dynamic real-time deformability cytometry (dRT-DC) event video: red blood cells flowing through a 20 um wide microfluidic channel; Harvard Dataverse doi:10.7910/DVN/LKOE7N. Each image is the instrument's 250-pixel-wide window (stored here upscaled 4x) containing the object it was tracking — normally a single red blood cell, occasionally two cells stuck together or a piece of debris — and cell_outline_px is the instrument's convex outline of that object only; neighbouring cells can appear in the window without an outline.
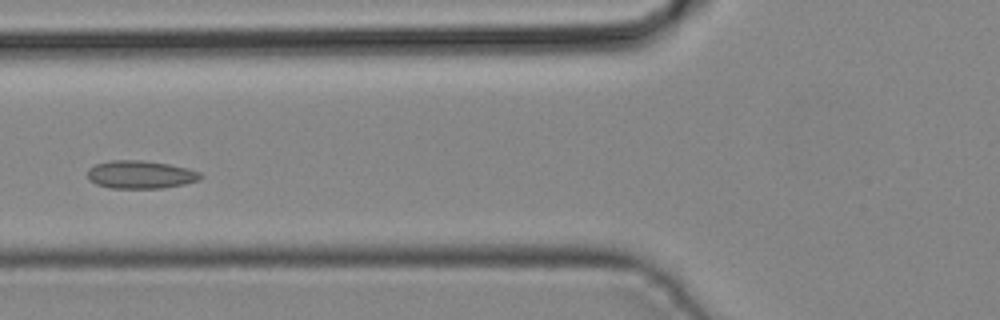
{"species": "common noctule bat (a hibernating species)", "species_latin": "Nyctalus noctula", "temperature_condition": "cold", "stored_images_in_passage": 41, "camera_frame_rate_fps": 3000, "um_per_image_px": 0.085, "animal": {"sex": "male", "body_mass_g": 19.2, "forearm_length_mm": 51.8}, "frame": {"image": 1, "passage_image": 14, "time_ms": 4.333, "image_size_px": [1000, 320], "cell_outline_px": [[204, 176], [200, 180], [184, 184], [164, 188], [108, 188], [96, 184], [88, 180], [88, 168], [96, 164], [112, 160], [140, 160], [168, 164], [188, 168], [200, 172]], "centroid_in_image_um": [11.95, 14.85], "position_along_channel_um": 113.8, "area_um2": 18.55}}
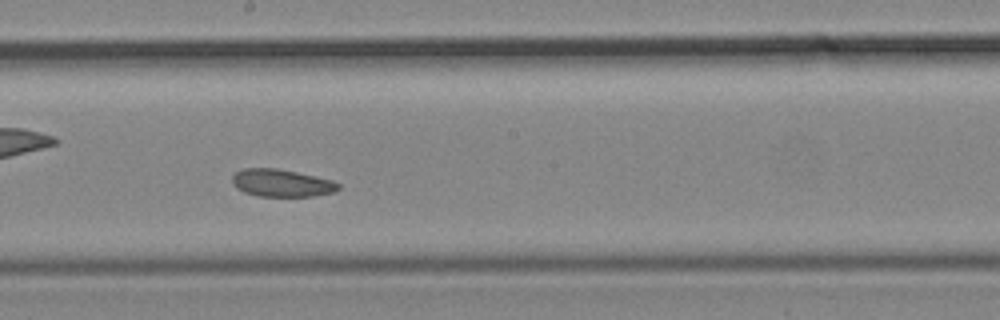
{"frame": {"image": 2, "passage_image": 21, "time_ms": 6.667, "image_size_px": [1000, 320], "cell_outline_px": [[340, 188], [332, 192], [312, 196], [260, 196], [244, 192], [236, 188], [232, 184], [232, 176], [236, 172], [244, 168], [276, 168], [296, 172], [332, 180], [340, 184]], "centroid_in_image_um": [23.9, 15.55], "position_along_channel_um": 224.3, "area_um2": 16.88}}
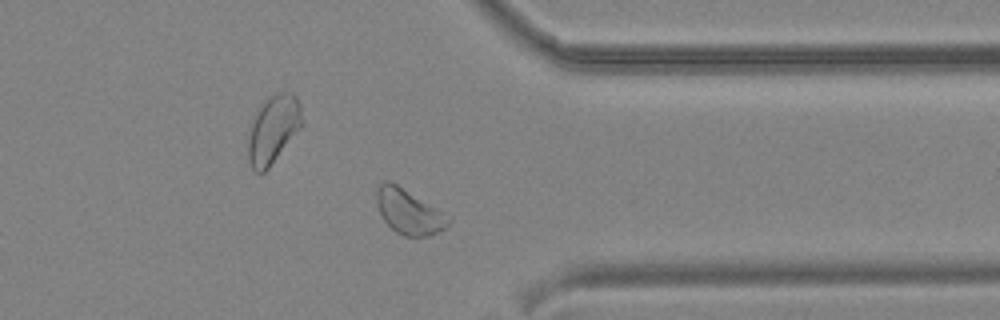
{"frame": {"image": 3, "passage_image": 31, "time_ms": 10.0, "image_size_px": [1000, 320], "cell_outline_px": [[452, 220], [444, 228], [428, 236], [404, 236], [396, 232], [384, 220], [380, 212], [376, 200], [376, 192], [380, 184], [388, 180], [396, 184]], "centroid_in_image_um": [34.69, 18.02], "position_along_channel_um": 376.7, "area_um2": 17.8}}